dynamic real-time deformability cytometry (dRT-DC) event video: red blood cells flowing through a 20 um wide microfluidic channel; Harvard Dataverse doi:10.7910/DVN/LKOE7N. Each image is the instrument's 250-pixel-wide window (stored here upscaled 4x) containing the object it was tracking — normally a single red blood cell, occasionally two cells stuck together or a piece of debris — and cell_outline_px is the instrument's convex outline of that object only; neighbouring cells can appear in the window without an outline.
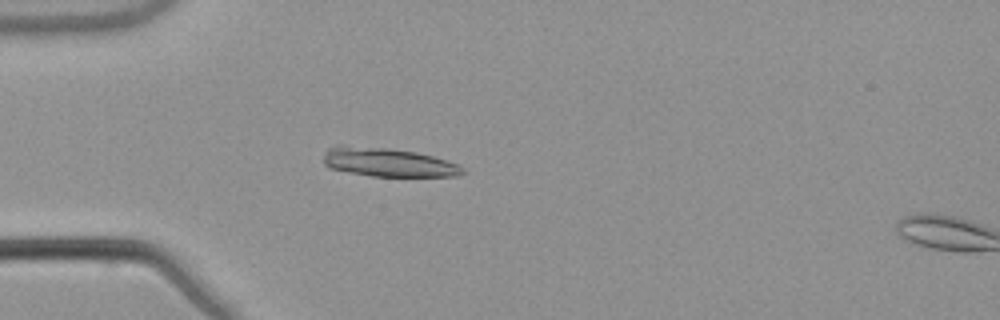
{"species": "common noctule bat (a hibernating species)", "species_latin": "Nyctalus noctula", "temperature_condition": "warm", "stored_images_in_passage": 17, "camera_frame_rate_fps": 3000, "um_per_image_px": 0.085, "animal": {"sex": "male", "body_mass_g": 21.5, "forearm_length_mm": 52.0}, "frame": {"image": 1, "passage_image": 15, "time_ms": 4.667, "image_size_px": [1000, 320], "cell_outline_px": [[464, 172], [456, 176], [372, 176], [328, 168], [324, 164], [324, 156], [328, 148], [336, 144], [344, 144], [388, 148], [416, 152], [448, 160], [464, 168]], "centroid_in_image_um": [32.93, 13.78], "position_along_channel_um": 52.1, "area_um2": 23.41}}